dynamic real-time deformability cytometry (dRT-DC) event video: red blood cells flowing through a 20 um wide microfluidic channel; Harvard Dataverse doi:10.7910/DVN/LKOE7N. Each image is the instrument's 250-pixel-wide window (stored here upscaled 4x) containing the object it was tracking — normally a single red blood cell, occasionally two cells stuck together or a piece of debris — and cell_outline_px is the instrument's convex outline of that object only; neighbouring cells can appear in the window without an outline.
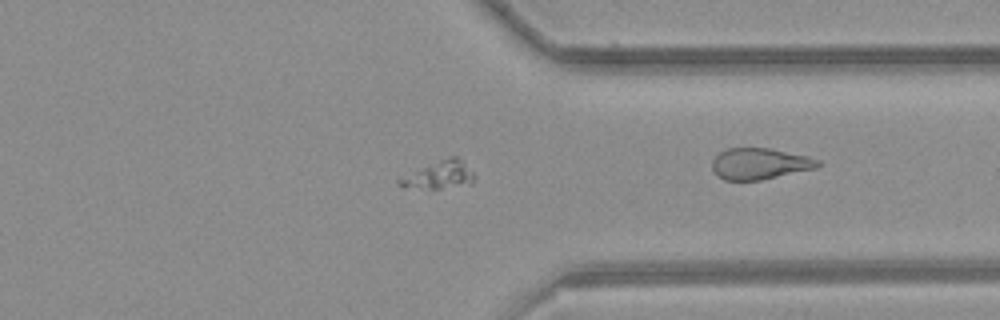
{"species": "common noctule bat (a hibernating species)", "species_latin": "Nyctalus noctula", "temperature_condition": "room temperature", "stored_images_in_passage": 45, "camera_frame_rate_fps": 3000, "um_per_image_px": 0.085, "animal": {"sex": "female", "body_mass_g": 21.9}, "frame": {"image": 1, "passage_image": 32, "time_ms": 10.333, "image_size_px": [1000, 320], "cell_outline_px": [[472, 184], [440, 188], [432, 188], [400, 184], [396, 180], [452, 156], [456, 156], [472, 172]], "centroid_in_image_um": [37.43, 14.88], "position_along_channel_um": 374.0, "area_um2": 10.69}}